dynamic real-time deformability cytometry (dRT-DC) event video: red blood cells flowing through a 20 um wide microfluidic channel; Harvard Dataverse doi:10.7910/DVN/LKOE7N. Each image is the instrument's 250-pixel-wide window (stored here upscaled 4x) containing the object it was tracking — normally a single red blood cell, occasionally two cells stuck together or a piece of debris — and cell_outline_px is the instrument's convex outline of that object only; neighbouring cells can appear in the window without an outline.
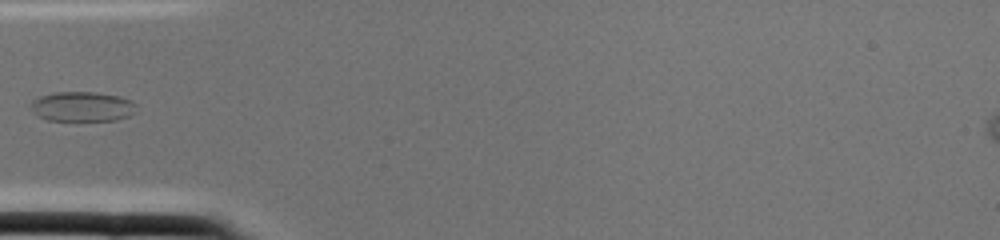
{"species": "common noctule bat (a hibernating species)", "species_latin": "Nyctalus noctula", "temperature_condition": "cold", "stored_images_in_passage": 2, "camera_frame_rate_fps": 3000, "um_per_image_px": 0.085, "animal": {"sex": "female", "body_mass_g": 22.0, "forearm_length_mm": 56.7}, "frame": {"image": 1, "passage_image": 2, "time_ms": 0.333, "image_size_px": [1000, 240], "cell_outline_px": [[136, 112], [128, 116], [116, 120], [48, 120], [40, 116], [28, 104], [32, 100], [40, 96], [56, 92], [96, 92], [120, 96], [132, 100], [136, 104]], "centroid_in_image_um": [7.03, 9.04], "position_along_channel_um": 78.0, "area_um2": 18.32}}